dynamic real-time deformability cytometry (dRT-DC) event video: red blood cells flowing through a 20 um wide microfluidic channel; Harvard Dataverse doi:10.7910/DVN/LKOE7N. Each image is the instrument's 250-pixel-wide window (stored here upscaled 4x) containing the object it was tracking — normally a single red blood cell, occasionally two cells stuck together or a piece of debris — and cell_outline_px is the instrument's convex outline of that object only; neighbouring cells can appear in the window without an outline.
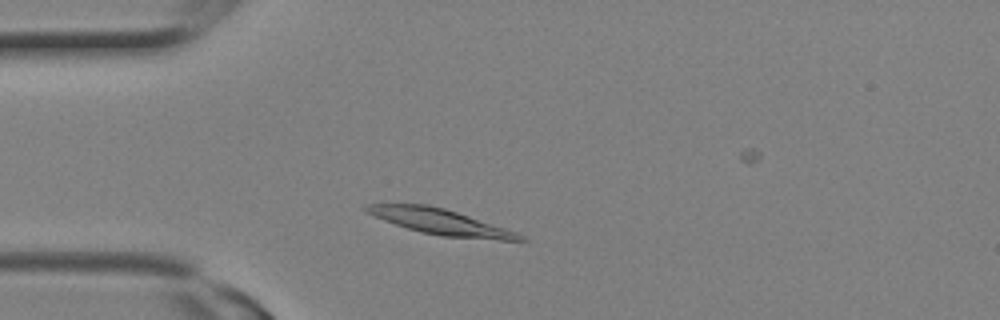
{"species": "Egyptian fruit bat (a non-hibernating species)", "species_latin": "Rousettus aegyptiacus", "temperature_condition": "room temperature", "stored_images_in_passage": 7, "camera_frame_rate_fps": 3000, "um_per_image_px": 0.085, "animal": {"sex": "female"}, "frame": {"image": 1, "passage_image": 3, "time_ms": 0.667, "image_size_px": [1000, 320], "cell_outline_px": [[528, 240], [500, 240], [440, 236], [420, 232], [384, 220], [368, 212], [364, 208], [364, 204], [428, 204], [444, 208], [516, 232], [524, 236]], "centroid_in_image_um": [37.43, 18.85], "position_along_channel_um": 47.6, "area_um2": 22.37}}
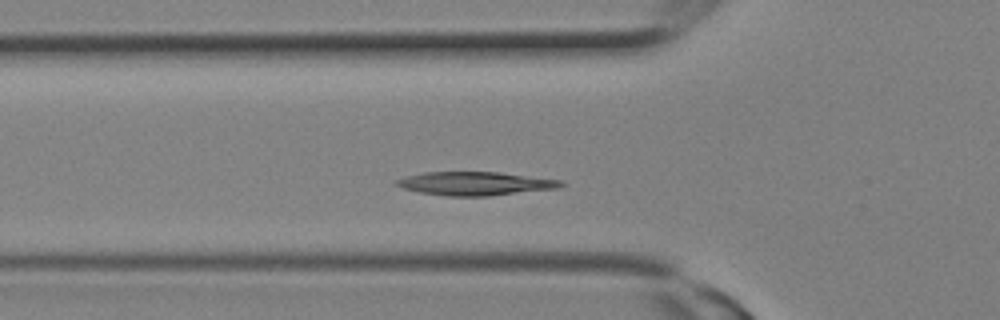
{"frame": {"image": 2, "passage_image": 5, "time_ms": 1.333, "image_size_px": [1000, 320], "cell_outline_px": [[564, 184], [560, 188], [488, 196], [448, 196], [420, 192], [404, 188], [396, 184], [392, 180], [424, 172], [500, 172], [564, 180]], "centroid_in_image_um": [40.44, 15.59], "position_along_channel_um": 85.4, "area_um2": 22.6}}
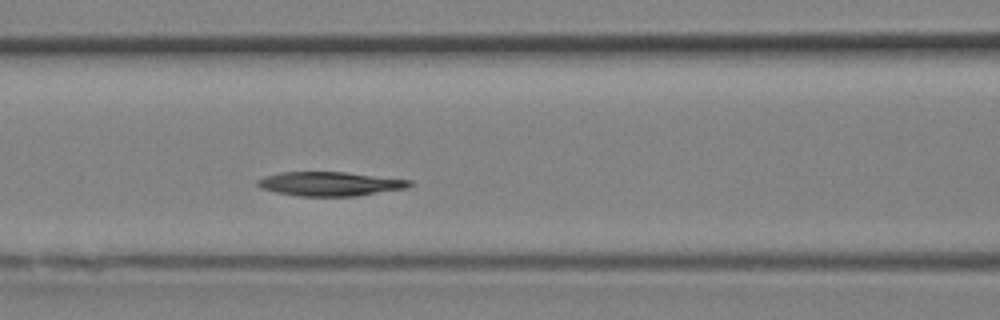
{"frame": {"image": 3, "passage_image": 7, "time_ms": 2.0, "image_size_px": [1000, 320], "cell_outline_px": [[412, 184], [408, 188], [356, 196], [300, 196], [276, 192], [260, 188], [256, 184], [256, 180], [264, 176], [280, 172], [344, 172], [412, 180]], "centroid_in_image_um": [28.03, 15.62], "position_along_channel_um": 138.6, "area_um2": 21.39}}